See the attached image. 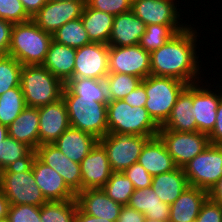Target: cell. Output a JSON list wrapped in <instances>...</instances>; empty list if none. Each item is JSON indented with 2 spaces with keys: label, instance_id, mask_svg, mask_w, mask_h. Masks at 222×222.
I'll use <instances>...</instances> for the list:
<instances>
[{
  "label": "cell",
  "instance_id": "c3c4849f",
  "mask_svg": "<svg viewBox=\"0 0 222 222\" xmlns=\"http://www.w3.org/2000/svg\"><path fill=\"white\" fill-rule=\"evenodd\" d=\"M145 215L128 205L122 206L117 222H144Z\"/></svg>",
  "mask_w": 222,
  "mask_h": 222
},
{
  "label": "cell",
  "instance_id": "603a6c76",
  "mask_svg": "<svg viewBox=\"0 0 222 222\" xmlns=\"http://www.w3.org/2000/svg\"><path fill=\"white\" fill-rule=\"evenodd\" d=\"M208 192L195 186H188L170 205L169 222H195Z\"/></svg>",
  "mask_w": 222,
  "mask_h": 222
},
{
  "label": "cell",
  "instance_id": "f1b7e54d",
  "mask_svg": "<svg viewBox=\"0 0 222 222\" xmlns=\"http://www.w3.org/2000/svg\"><path fill=\"white\" fill-rule=\"evenodd\" d=\"M188 181L183 168L154 176L151 188L162 202L171 205L188 187Z\"/></svg>",
  "mask_w": 222,
  "mask_h": 222
},
{
  "label": "cell",
  "instance_id": "cb8c5ba5",
  "mask_svg": "<svg viewBox=\"0 0 222 222\" xmlns=\"http://www.w3.org/2000/svg\"><path fill=\"white\" fill-rule=\"evenodd\" d=\"M192 106L193 84H188V86L179 95L170 117L159 130L196 132L197 125L192 113Z\"/></svg>",
  "mask_w": 222,
  "mask_h": 222
},
{
  "label": "cell",
  "instance_id": "7bdbcfd3",
  "mask_svg": "<svg viewBox=\"0 0 222 222\" xmlns=\"http://www.w3.org/2000/svg\"><path fill=\"white\" fill-rule=\"evenodd\" d=\"M133 183L135 189H144L152 184V176L139 163L136 162L123 172Z\"/></svg>",
  "mask_w": 222,
  "mask_h": 222
},
{
  "label": "cell",
  "instance_id": "d6a6232c",
  "mask_svg": "<svg viewBox=\"0 0 222 222\" xmlns=\"http://www.w3.org/2000/svg\"><path fill=\"white\" fill-rule=\"evenodd\" d=\"M66 86L84 102L108 103L104 80L71 79Z\"/></svg>",
  "mask_w": 222,
  "mask_h": 222
},
{
  "label": "cell",
  "instance_id": "836d02e7",
  "mask_svg": "<svg viewBox=\"0 0 222 222\" xmlns=\"http://www.w3.org/2000/svg\"><path fill=\"white\" fill-rule=\"evenodd\" d=\"M52 39L57 43L75 49L91 43L81 17L73 21H69L57 29L53 33Z\"/></svg>",
  "mask_w": 222,
  "mask_h": 222
},
{
  "label": "cell",
  "instance_id": "7a4b0ae2",
  "mask_svg": "<svg viewBox=\"0 0 222 222\" xmlns=\"http://www.w3.org/2000/svg\"><path fill=\"white\" fill-rule=\"evenodd\" d=\"M52 35L39 28L31 19L13 25L8 55L24 65H42Z\"/></svg>",
  "mask_w": 222,
  "mask_h": 222
},
{
  "label": "cell",
  "instance_id": "1f68e13d",
  "mask_svg": "<svg viewBox=\"0 0 222 222\" xmlns=\"http://www.w3.org/2000/svg\"><path fill=\"white\" fill-rule=\"evenodd\" d=\"M184 25H146V31L141 36L139 45L149 53L159 49L177 33L185 30Z\"/></svg>",
  "mask_w": 222,
  "mask_h": 222
},
{
  "label": "cell",
  "instance_id": "d4e9b609",
  "mask_svg": "<svg viewBox=\"0 0 222 222\" xmlns=\"http://www.w3.org/2000/svg\"><path fill=\"white\" fill-rule=\"evenodd\" d=\"M98 141L92 134L70 126L53 144L70 160L80 164Z\"/></svg>",
  "mask_w": 222,
  "mask_h": 222
},
{
  "label": "cell",
  "instance_id": "f907efd6",
  "mask_svg": "<svg viewBox=\"0 0 222 222\" xmlns=\"http://www.w3.org/2000/svg\"><path fill=\"white\" fill-rule=\"evenodd\" d=\"M74 222H113L104 220V218L95 217L84 213L79 207H77Z\"/></svg>",
  "mask_w": 222,
  "mask_h": 222
},
{
  "label": "cell",
  "instance_id": "681fc988",
  "mask_svg": "<svg viewBox=\"0 0 222 222\" xmlns=\"http://www.w3.org/2000/svg\"><path fill=\"white\" fill-rule=\"evenodd\" d=\"M27 14L33 18L34 15L48 2V0H20Z\"/></svg>",
  "mask_w": 222,
  "mask_h": 222
},
{
  "label": "cell",
  "instance_id": "f6af8a7d",
  "mask_svg": "<svg viewBox=\"0 0 222 222\" xmlns=\"http://www.w3.org/2000/svg\"><path fill=\"white\" fill-rule=\"evenodd\" d=\"M148 97L145 91V79L140 85L129 93L123 101L128 103L131 107H144Z\"/></svg>",
  "mask_w": 222,
  "mask_h": 222
},
{
  "label": "cell",
  "instance_id": "83f0119b",
  "mask_svg": "<svg viewBox=\"0 0 222 222\" xmlns=\"http://www.w3.org/2000/svg\"><path fill=\"white\" fill-rule=\"evenodd\" d=\"M128 206L143 213L145 217L160 222H169L170 205L162 202L151 186L135 189Z\"/></svg>",
  "mask_w": 222,
  "mask_h": 222
},
{
  "label": "cell",
  "instance_id": "4dcf8cb0",
  "mask_svg": "<svg viewBox=\"0 0 222 222\" xmlns=\"http://www.w3.org/2000/svg\"><path fill=\"white\" fill-rule=\"evenodd\" d=\"M33 155L29 146L8 136L0 148V170L27 165Z\"/></svg>",
  "mask_w": 222,
  "mask_h": 222
},
{
  "label": "cell",
  "instance_id": "5bb4252c",
  "mask_svg": "<svg viewBox=\"0 0 222 222\" xmlns=\"http://www.w3.org/2000/svg\"><path fill=\"white\" fill-rule=\"evenodd\" d=\"M87 1H50L34 15L32 20L43 31L53 33L69 21L82 16Z\"/></svg>",
  "mask_w": 222,
  "mask_h": 222
},
{
  "label": "cell",
  "instance_id": "2e32d148",
  "mask_svg": "<svg viewBox=\"0 0 222 222\" xmlns=\"http://www.w3.org/2000/svg\"><path fill=\"white\" fill-rule=\"evenodd\" d=\"M39 146L53 144L69 127V116L63 98L38 107Z\"/></svg>",
  "mask_w": 222,
  "mask_h": 222
},
{
  "label": "cell",
  "instance_id": "d6986e66",
  "mask_svg": "<svg viewBox=\"0 0 222 222\" xmlns=\"http://www.w3.org/2000/svg\"><path fill=\"white\" fill-rule=\"evenodd\" d=\"M30 164L35 182L47 201L76 199V194L52 167L41 162L35 155L32 156Z\"/></svg>",
  "mask_w": 222,
  "mask_h": 222
},
{
  "label": "cell",
  "instance_id": "ac0fdd59",
  "mask_svg": "<svg viewBox=\"0 0 222 222\" xmlns=\"http://www.w3.org/2000/svg\"><path fill=\"white\" fill-rule=\"evenodd\" d=\"M81 191L85 189L102 188L113 173L108 155L103 145L98 141L92 150L80 162Z\"/></svg>",
  "mask_w": 222,
  "mask_h": 222
},
{
  "label": "cell",
  "instance_id": "8992f818",
  "mask_svg": "<svg viewBox=\"0 0 222 222\" xmlns=\"http://www.w3.org/2000/svg\"><path fill=\"white\" fill-rule=\"evenodd\" d=\"M187 86V83L171 77L149 75L145 78L148 99L144 107L159 127L170 117L179 95Z\"/></svg>",
  "mask_w": 222,
  "mask_h": 222
},
{
  "label": "cell",
  "instance_id": "74e56055",
  "mask_svg": "<svg viewBox=\"0 0 222 222\" xmlns=\"http://www.w3.org/2000/svg\"><path fill=\"white\" fill-rule=\"evenodd\" d=\"M102 190L113 201L125 206L128 205L135 188L132 181L123 172H113Z\"/></svg>",
  "mask_w": 222,
  "mask_h": 222
},
{
  "label": "cell",
  "instance_id": "8fae6325",
  "mask_svg": "<svg viewBox=\"0 0 222 222\" xmlns=\"http://www.w3.org/2000/svg\"><path fill=\"white\" fill-rule=\"evenodd\" d=\"M204 81L193 84L192 113L196 120L197 131L209 135L216 123L217 107L222 97V83L215 87L216 84L211 85L207 79Z\"/></svg>",
  "mask_w": 222,
  "mask_h": 222
},
{
  "label": "cell",
  "instance_id": "6f0895ef",
  "mask_svg": "<svg viewBox=\"0 0 222 222\" xmlns=\"http://www.w3.org/2000/svg\"><path fill=\"white\" fill-rule=\"evenodd\" d=\"M0 222H10L8 218L1 219Z\"/></svg>",
  "mask_w": 222,
  "mask_h": 222
},
{
  "label": "cell",
  "instance_id": "816d5d0a",
  "mask_svg": "<svg viewBox=\"0 0 222 222\" xmlns=\"http://www.w3.org/2000/svg\"><path fill=\"white\" fill-rule=\"evenodd\" d=\"M208 196L211 200L222 205V177L217 182V184L212 188L208 193Z\"/></svg>",
  "mask_w": 222,
  "mask_h": 222
},
{
  "label": "cell",
  "instance_id": "f546056e",
  "mask_svg": "<svg viewBox=\"0 0 222 222\" xmlns=\"http://www.w3.org/2000/svg\"><path fill=\"white\" fill-rule=\"evenodd\" d=\"M114 16L85 4L81 20L92 43H104L108 45L112 31Z\"/></svg>",
  "mask_w": 222,
  "mask_h": 222
},
{
  "label": "cell",
  "instance_id": "ffe728a7",
  "mask_svg": "<svg viewBox=\"0 0 222 222\" xmlns=\"http://www.w3.org/2000/svg\"><path fill=\"white\" fill-rule=\"evenodd\" d=\"M76 201L84 213L113 222H117L122 208V205L108 197L102 188L79 191Z\"/></svg>",
  "mask_w": 222,
  "mask_h": 222
},
{
  "label": "cell",
  "instance_id": "484cf974",
  "mask_svg": "<svg viewBox=\"0 0 222 222\" xmlns=\"http://www.w3.org/2000/svg\"><path fill=\"white\" fill-rule=\"evenodd\" d=\"M76 49L52 40L42 64L51 74L65 85L73 79Z\"/></svg>",
  "mask_w": 222,
  "mask_h": 222
},
{
  "label": "cell",
  "instance_id": "d590c367",
  "mask_svg": "<svg viewBox=\"0 0 222 222\" xmlns=\"http://www.w3.org/2000/svg\"><path fill=\"white\" fill-rule=\"evenodd\" d=\"M26 107L20 86L8 90L0 95V123L8 127Z\"/></svg>",
  "mask_w": 222,
  "mask_h": 222
},
{
  "label": "cell",
  "instance_id": "bcb514c9",
  "mask_svg": "<svg viewBox=\"0 0 222 222\" xmlns=\"http://www.w3.org/2000/svg\"><path fill=\"white\" fill-rule=\"evenodd\" d=\"M13 23L0 19V56L8 55Z\"/></svg>",
  "mask_w": 222,
  "mask_h": 222
},
{
  "label": "cell",
  "instance_id": "e0dca14e",
  "mask_svg": "<svg viewBox=\"0 0 222 222\" xmlns=\"http://www.w3.org/2000/svg\"><path fill=\"white\" fill-rule=\"evenodd\" d=\"M34 155L47 166L52 167L64 179L68 187L77 194L81 191L80 164L70 160L54 144H43L36 148Z\"/></svg>",
  "mask_w": 222,
  "mask_h": 222
},
{
  "label": "cell",
  "instance_id": "f5cc1de1",
  "mask_svg": "<svg viewBox=\"0 0 222 222\" xmlns=\"http://www.w3.org/2000/svg\"><path fill=\"white\" fill-rule=\"evenodd\" d=\"M9 200L5 197L4 193L0 190V220L8 217Z\"/></svg>",
  "mask_w": 222,
  "mask_h": 222
},
{
  "label": "cell",
  "instance_id": "8d00e7d4",
  "mask_svg": "<svg viewBox=\"0 0 222 222\" xmlns=\"http://www.w3.org/2000/svg\"><path fill=\"white\" fill-rule=\"evenodd\" d=\"M77 201H48L40 206V220L42 222H74Z\"/></svg>",
  "mask_w": 222,
  "mask_h": 222
},
{
  "label": "cell",
  "instance_id": "9c48e42d",
  "mask_svg": "<svg viewBox=\"0 0 222 222\" xmlns=\"http://www.w3.org/2000/svg\"><path fill=\"white\" fill-rule=\"evenodd\" d=\"M151 137L131 133H108L99 142L105 148L113 172H124L138 162L145 143Z\"/></svg>",
  "mask_w": 222,
  "mask_h": 222
},
{
  "label": "cell",
  "instance_id": "9f6ffc18",
  "mask_svg": "<svg viewBox=\"0 0 222 222\" xmlns=\"http://www.w3.org/2000/svg\"><path fill=\"white\" fill-rule=\"evenodd\" d=\"M50 1H62V2L64 1L65 2V1H87V0H50Z\"/></svg>",
  "mask_w": 222,
  "mask_h": 222
},
{
  "label": "cell",
  "instance_id": "7402d4cb",
  "mask_svg": "<svg viewBox=\"0 0 222 222\" xmlns=\"http://www.w3.org/2000/svg\"><path fill=\"white\" fill-rule=\"evenodd\" d=\"M138 162L152 177L177 168V165L159 136L150 138L145 143Z\"/></svg>",
  "mask_w": 222,
  "mask_h": 222
},
{
  "label": "cell",
  "instance_id": "9a60e30c",
  "mask_svg": "<svg viewBox=\"0 0 222 222\" xmlns=\"http://www.w3.org/2000/svg\"><path fill=\"white\" fill-rule=\"evenodd\" d=\"M176 0H132V11L146 25H185L180 13L179 1ZM178 4V5H177ZM178 6V8H177ZM179 10V11H178ZM182 19H181V18ZM181 20V21H180ZM181 22V23H180Z\"/></svg>",
  "mask_w": 222,
  "mask_h": 222
},
{
  "label": "cell",
  "instance_id": "11a10c76",
  "mask_svg": "<svg viewBox=\"0 0 222 222\" xmlns=\"http://www.w3.org/2000/svg\"><path fill=\"white\" fill-rule=\"evenodd\" d=\"M144 222H160V221H156V220H154V219L145 217Z\"/></svg>",
  "mask_w": 222,
  "mask_h": 222
},
{
  "label": "cell",
  "instance_id": "e575fe53",
  "mask_svg": "<svg viewBox=\"0 0 222 222\" xmlns=\"http://www.w3.org/2000/svg\"><path fill=\"white\" fill-rule=\"evenodd\" d=\"M141 82L142 79L134 75L109 73L104 79L108 100H123Z\"/></svg>",
  "mask_w": 222,
  "mask_h": 222
},
{
  "label": "cell",
  "instance_id": "3957f363",
  "mask_svg": "<svg viewBox=\"0 0 222 222\" xmlns=\"http://www.w3.org/2000/svg\"><path fill=\"white\" fill-rule=\"evenodd\" d=\"M20 87L28 107L48 105L62 98L65 84L43 65H24Z\"/></svg>",
  "mask_w": 222,
  "mask_h": 222
},
{
  "label": "cell",
  "instance_id": "52a82bcc",
  "mask_svg": "<svg viewBox=\"0 0 222 222\" xmlns=\"http://www.w3.org/2000/svg\"><path fill=\"white\" fill-rule=\"evenodd\" d=\"M0 190L10 205L41 206L48 201L35 182L31 164L1 171Z\"/></svg>",
  "mask_w": 222,
  "mask_h": 222
},
{
  "label": "cell",
  "instance_id": "4316f807",
  "mask_svg": "<svg viewBox=\"0 0 222 222\" xmlns=\"http://www.w3.org/2000/svg\"><path fill=\"white\" fill-rule=\"evenodd\" d=\"M8 136L29 146L33 151L39 146L38 107H26L7 127Z\"/></svg>",
  "mask_w": 222,
  "mask_h": 222
},
{
  "label": "cell",
  "instance_id": "60d3db41",
  "mask_svg": "<svg viewBox=\"0 0 222 222\" xmlns=\"http://www.w3.org/2000/svg\"><path fill=\"white\" fill-rule=\"evenodd\" d=\"M10 222H42L40 220V206L10 205L8 217Z\"/></svg>",
  "mask_w": 222,
  "mask_h": 222
},
{
  "label": "cell",
  "instance_id": "ee69618b",
  "mask_svg": "<svg viewBox=\"0 0 222 222\" xmlns=\"http://www.w3.org/2000/svg\"><path fill=\"white\" fill-rule=\"evenodd\" d=\"M195 222H222V206L208 197L202 204Z\"/></svg>",
  "mask_w": 222,
  "mask_h": 222
},
{
  "label": "cell",
  "instance_id": "6da1fadb",
  "mask_svg": "<svg viewBox=\"0 0 222 222\" xmlns=\"http://www.w3.org/2000/svg\"><path fill=\"white\" fill-rule=\"evenodd\" d=\"M191 25L196 27L190 22L185 30L177 33L159 49L150 53L151 75L171 77L187 84L204 82L201 73L205 69L199 59L201 54L197 53L199 52L197 45L200 43L198 41L200 33L197 31L200 29L197 30Z\"/></svg>",
  "mask_w": 222,
  "mask_h": 222
},
{
  "label": "cell",
  "instance_id": "db71d44e",
  "mask_svg": "<svg viewBox=\"0 0 222 222\" xmlns=\"http://www.w3.org/2000/svg\"><path fill=\"white\" fill-rule=\"evenodd\" d=\"M7 137H8L7 126H4L0 123V148L2 146V142H4Z\"/></svg>",
  "mask_w": 222,
  "mask_h": 222
},
{
  "label": "cell",
  "instance_id": "5b68a950",
  "mask_svg": "<svg viewBox=\"0 0 222 222\" xmlns=\"http://www.w3.org/2000/svg\"><path fill=\"white\" fill-rule=\"evenodd\" d=\"M62 98L67 107L71 127L90 133L97 139L108 134L107 103L84 102L66 85Z\"/></svg>",
  "mask_w": 222,
  "mask_h": 222
},
{
  "label": "cell",
  "instance_id": "f35d334b",
  "mask_svg": "<svg viewBox=\"0 0 222 222\" xmlns=\"http://www.w3.org/2000/svg\"><path fill=\"white\" fill-rule=\"evenodd\" d=\"M23 65L9 55L0 56V95L20 86V75Z\"/></svg>",
  "mask_w": 222,
  "mask_h": 222
},
{
  "label": "cell",
  "instance_id": "ab89813d",
  "mask_svg": "<svg viewBox=\"0 0 222 222\" xmlns=\"http://www.w3.org/2000/svg\"><path fill=\"white\" fill-rule=\"evenodd\" d=\"M0 19L13 24L31 20L20 0H0Z\"/></svg>",
  "mask_w": 222,
  "mask_h": 222
},
{
  "label": "cell",
  "instance_id": "7c38bea8",
  "mask_svg": "<svg viewBox=\"0 0 222 222\" xmlns=\"http://www.w3.org/2000/svg\"><path fill=\"white\" fill-rule=\"evenodd\" d=\"M109 74V46L89 43L76 49L73 79L104 80Z\"/></svg>",
  "mask_w": 222,
  "mask_h": 222
},
{
  "label": "cell",
  "instance_id": "4fadbf2b",
  "mask_svg": "<svg viewBox=\"0 0 222 222\" xmlns=\"http://www.w3.org/2000/svg\"><path fill=\"white\" fill-rule=\"evenodd\" d=\"M109 73L134 75L143 80L151 75L150 53L139 44L109 46Z\"/></svg>",
  "mask_w": 222,
  "mask_h": 222
},
{
  "label": "cell",
  "instance_id": "b9f144b4",
  "mask_svg": "<svg viewBox=\"0 0 222 222\" xmlns=\"http://www.w3.org/2000/svg\"><path fill=\"white\" fill-rule=\"evenodd\" d=\"M86 4L113 16L132 10V0H87Z\"/></svg>",
  "mask_w": 222,
  "mask_h": 222
},
{
  "label": "cell",
  "instance_id": "ba28073f",
  "mask_svg": "<svg viewBox=\"0 0 222 222\" xmlns=\"http://www.w3.org/2000/svg\"><path fill=\"white\" fill-rule=\"evenodd\" d=\"M183 170L190 186L209 193L222 177V145L209 144Z\"/></svg>",
  "mask_w": 222,
  "mask_h": 222
},
{
  "label": "cell",
  "instance_id": "7dc6e473",
  "mask_svg": "<svg viewBox=\"0 0 222 222\" xmlns=\"http://www.w3.org/2000/svg\"><path fill=\"white\" fill-rule=\"evenodd\" d=\"M208 137H209L210 144L222 145V97L220 98V101L217 107L215 126L212 132L208 135Z\"/></svg>",
  "mask_w": 222,
  "mask_h": 222
},
{
  "label": "cell",
  "instance_id": "277c9868",
  "mask_svg": "<svg viewBox=\"0 0 222 222\" xmlns=\"http://www.w3.org/2000/svg\"><path fill=\"white\" fill-rule=\"evenodd\" d=\"M108 133H131L155 137L160 127L154 122L145 107H131L123 100L107 103Z\"/></svg>",
  "mask_w": 222,
  "mask_h": 222
},
{
  "label": "cell",
  "instance_id": "44dd1931",
  "mask_svg": "<svg viewBox=\"0 0 222 222\" xmlns=\"http://www.w3.org/2000/svg\"><path fill=\"white\" fill-rule=\"evenodd\" d=\"M146 31V24L128 11L114 16L108 46L125 47L139 44Z\"/></svg>",
  "mask_w": 222,
  "mask_h": 222
},
{
  "label": "cell",
  "instance_id": "30bf717a",
  "mask_svg": "<svg viewBox=\"0 0 222 222\" xmlns=\"http://www.w3.org/2000/svg\"><path fill=\"white\" fill-rule=\"evenodd\" d=\"M158 136L179 168H183L210 144L208 135L199 131L159 130Z\"/></svg>",
  "mask_w": 222,
  "mask_h": 222
}]
</instances>
